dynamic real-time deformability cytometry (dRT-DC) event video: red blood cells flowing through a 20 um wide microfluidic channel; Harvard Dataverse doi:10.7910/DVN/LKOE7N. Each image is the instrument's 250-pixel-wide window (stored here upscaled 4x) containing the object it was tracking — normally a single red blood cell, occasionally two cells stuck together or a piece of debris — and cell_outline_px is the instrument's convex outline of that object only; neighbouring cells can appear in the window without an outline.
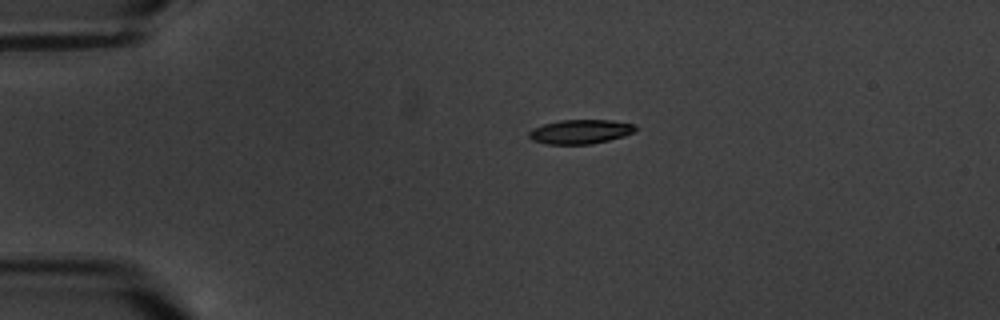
{"species": "common noctule bat (a hibernating species)", "species_latin": "Nyctalus noctula", "temperature_condition": "warm", "stored_images_in_passage": 2, "camera_frame_rate_fps": 3000, "um_per_image_px": 0.085, "animal": {"sex": "male", "body_mass_g": 20.1, "forearm_length_mm": 53.5}, "frame": {"image": 1, "passage_image": 1, "time_ms": 0.0, "image_size_px": [1000, 320], "cell_outline_px": [[640, 128], [636, 132], [624, 136], [592, 144], [548, 144], [532, 140], [528, 136], [528, 132], [532, 128], [544, 124], [560, 120], [612, 120], [636, 124]], "centroid_in_image_um": [49.39, 11.18], "position_along_channel_um": 35.6, "area_um2": 15.26}}